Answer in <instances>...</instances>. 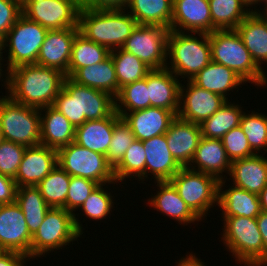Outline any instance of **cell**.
Listing matches in <instances>:
<instances>
[{"label": "cell", "mask_w": 267, "mask_h": 266, "mask_svg": "<svg viewBox=\"0 0 267 266\" xmlns=\"http://www.w3.org/2000/svg\"><path fill=\"white\" fill-rule=\"evenodd\" d=\"M65 74L38 64L20 65L9 70L7 95L15 102L34 108L53 106L62 89Z\"/></svg>", "instance_id": "cell-1"}, {"label": "cell", "mask_w": 267, "mask_h": 266, "mask_svg": "<svg viewBox=\"0 0 267 266\" xmlns=\"http://www.w3.org/2000/svg\"><path fill=\"white\" fill-rule=\"evenodd\" d=\"M136 26L135 18L123 6L82 5L79 12V33L109 51L122 48Z\"/></svg>", "instance_id": "cell-2"}, {"label": "cell", "mask_w": 267, "mask_h": 266, "mask_svg": "<svg viewBox=\"0 0 267 266\" xmlns=\"http://www.w3.org/2000/svg\"><path fill=\"white\" fill-rule=\"evenodd\" d=\"M53 107L61 112L76 128L87 120H100L115 112V97L83 86L66 77Z\"/></svg>", "instance_id": "cell-3"}, {"label": "cell", "mask_w": 267, "mask_h": 266, "mask_svg": "<svg viewBox=\"0 0 267 266\" xmlns=\"http://www.w3.org/2000/svg\"><path fill=\"white\" fill-rule=\"evenodd\" d=\"M210 62L211 46L208 33L170 30L167 38L165 68L177 78H182L181 81L184 80V84L186 83L185 78L191 80Z\"/></svg>", "instance_id": "cell-4"}, {"label": "cell", "mask_w": 267, "mask_h": 266, "mask_svg": "<svg viewBox=\"0 0 267 266\" xmlns=\"http://www.w3.org/2000/svg\"><path fill=\"white\" fill-rule=\"evenodd\" d=\"M209 40L211 61L230 68L246 83L267 88V71L255 63L236 30H215Z\"/></svg>", "instance_id": "cell-5"}, {"label": "cell", "mask_w": 267, "mask_h": 266, "mask_svg": "<svg viewBox=\"0 0 267 266\" xmlns=\"http://www.w3.org/2000/svg\"><path fill=\"white\" fill-rule=\"evenodd\" d=\"M221 241L237 264L264 266L263 240L256 218L222 217Z\"/></svg>", "instance_id": "cell-6"}, {"label": "cell", "mask_w": 267, "mask_h": 266, "mask_svg": "<svg viewBox=\"0 0 267 266\" xmlns=\"http://www.w3.org/2000/svg\"><path fill=\"white\" fill-rule=\"evenodd\" d=\"M2 96V97H1ZM0 96V129L3 138L25 147L40 144V109Z\"/></svg>", "instance_id": "cell-7"}, {"label": "cell", "mask_w": 267, "mask_h": 266, "mask_svg": "<svg viewBox=\"0 0 267 266\" xmlns=\"http://www.w3.org/2000/svg\"><path fill=\"white\" fill-rule=\"evenodd\" d=\"M169 181L177 189L181 199L201 221L205 222L210 209L218 206L219 180L216 177L182 167Z\"/></svg>", "instance_id": "cell-8"}, {"label": "cell", "mask_w": 267, "mask_h": 266, "mask_svg": "<svg viewBox=\"0 0 267 266\" xmlns=\"http://www.w3.org/2000/svg\"><path fill=\"white\" fill-rule=\"evenodd\" d=\"M81 235L74 224V214L64 208H50L44 221L32 236L31 259L46 257L49 253L56 252L73 242H78Z\"/></svg>", "instance_id": "cell-9"}, {"label": "cell", "mask_w": 267, "mask_h": 266, "mask_svg": "<svg viewBox=\"0 0 267 266\" xmlns=\"http://www.w3.org/2000/svg\"><path fill=\"white\" fill-rule=\"evenodd\" d=\"M47 31V28L22 14L4 37L8 70L20 65L36 64Z\"/></svg>", "instance_id": "cell-10"}, {"label": "cell", "mask_w": 267, "mask_h": 266, "mask_svg": "<svg viewBox=\"0 0 267 266\" xmlns=\"http://www.w3.org/2000/svg\"><path fill=\"white\" fill-rule=\"evenodd\" d=\"M57 163L70 176L87 178L99 185L116 182L105 155L75 142L57 150Z\"/></svg>", "instance_id": "cell-11"}, {"label": "cell", "mask_w": 267, "mask_h": 266, "mask_svg": "<svg viewBox=\"0 0 267 266\" xmlns=\"http://www.w3.org/2000/svg\"><path fill=\"white\" fill-rule=\"evenodd\" d=\"M170 29L159 25H139L132 30L122 49L132 53L151 69H164Z\"/></svg>", "instance_id": "cell-12"}, {"label": "cell", "mask_w": 267, "mask_h": 266, "mask_svg": "<svg viewBox=\"0 0 267 266\" xmlns=\"http://www.w3.org/2000/svg\"><path fill=\"white\" fill-rule=\"evenodd\" d=\"M81 0H26L22 14L48 30L78 27Z\"/></svg>", "instance_id": "cell-13"}, {"label": "cell", "mask_w": 267, "mask_h": 266, "mask_svg": "<svg viewBox=\"0 0 267 266\" xmlns=\"http://www.w3.org/2000/svg\"><path fill=\"white\" fill-rule=\"evenodd\" d=\"M186 81V85L181 81L177 116L200 125L217 112L226 99L219 94L198 87L190 80Z\"/></svg>", "instance_id": "cell-14"}, {"label": "cell", "mask_w": 267, "mask_h": 266, "mask_svg": "<svg viewBox=\"0 0 267 266\" xmlns=\"http://www.w3.org/2000/svg\"><path fill=\"white\" fill-rule=\"evenodd\" d=\"M32 235L24 213L14 202L0 205V247L4 251H16L31 259Z\"/></svg>", "instance_id": "cell-15"}, {"label": "cell", "mask_w": 267, "mask_h": 266, "mask_svg": "<svg viewBox=\"0 0 267 266\" xmlns=\"http://www.w3.org/2000/svg\"><path fill=\"white\" fill-rule=\"evenodd\" d=\"M57 165V150L42 144L26 147L14 178L17 187L37 186Z\"/></svg>", "instance_id": "cell-16"}, {"label": "cell", "mask_w": 267, "mask_h": 266, "mask_svg": "<svg viewBox=\"0 0 267 266\" xmlns=\"http://www.w3.org/2000/svg\"><path fill=\"white\" fill-rule=\"evenodd\" d=\"M78 33V27L48 30L36 64L57 69L66 75L71 59L73 40Z\"/></svg>", "instance_id": "cell-17"}, {"label": "cell", "mask_w": 267, "mask_h": 266, "mask_svg": "<svg viewBox=\"0 0 267 266\" xmlns=\"http://www.w3.org/2000/svg\"><path fill=\"white\" fill-rule=\"evenodd\" d=\"M170 30L212 33L209 0H173Z\"/></svg>", "instance_id": "cell-18"}, {"label": "cell", "mask_w": 267, "mask_h": 266, "mask_svg": "<svg viewBox=\"0 0 267 266\" xmlns=\"http://www.w3.org/2000/svg\"><path fill=\"white\" fill-rule=\"evenodd\" d=\"M165 136L173 158L181 167H188L202 137L200 125L177 116Z\"/></svg>", "instance_id": "cell-19"}, {"label": "cell", "mask_w": 267, "mask_h": 266, "mask_svg": "<svg viewBox=\"0 0 267 266\" xmlns=\"http://www.w3.org/2000/svg\"><path fill=\"white\" fill-rule=\"evenodd\" d=\"M155 186L158 187V191L154 192V195H150L147 200V205L157 212L162 213L165 217H170L172 220H176L179 225L187 226L195 222L198 223L201 220L189 209L186 203L181 199L177 189L170 181H153ZM186 224V225H185Z\"/></svg>", "instance_id": "cell-20"}, {"label": "cell", "mask_w": 267, "mask_h": 266, "mask_svg": "<svg viewBox=\"0 0 267 266\" xmlns=\"http://www.w3.org/2000/svg\"><path fill=\"white\" fill-rule=\"evenodd\" d=\"M181 80L170 70L152 69L146 75V86L150 107L171 110L176 115L179 111Z\"/></svg>", "instance_id": "cell-21"}, {"label": "cell", "mask_w": 267, "mask_h": 266, "mask_svg": "<svg viewBox=\"0 0 267 266\" xmlns=\"http://www.w3.org/2000/svg\"><path fill=\"white\" fill-rule=\"evenodd\" d=\"M176 117L171 110L148 107L128 112L122 118L130 126L135 139L145 141L165 134Z\"/></svg>", "instance_id": "cell-22"}, {"label": "cell", "mask_w": 267, "mask_h": 266, "mask_svg": "<svg viewBox=\"0 0 267 266\" xmlns=\"http://www.w3.org/2000/svg\"><path fill=\"white\" fill-rule=\"evenodd\" d=\"M231 160L226 154L221 139L201 137L188 168L210 174L218 180L229 175ZM226 173V175L224 174Z\"/></svg>", "instance_id": "cell-23"}, {"label": "cell", "mask_w": 267, "mask_h": 266, "mask_svg": "<svg viewBox=\"0 0 267 266\" xmlns=\"http://www.w3.org/2000/svg\"><path fill=\"white\" fill-rule=\"evenodd\" d=\"M146 163L145 181H169L182 167L173 158L165 134L143 141Z\"/></svg>", "instance_id": "cell-24"}, {"label": "cell", "mask_w": 267, "mask_h": 266, "mask_svg": "<svg viewBox=\"0 0 267 266\" xmlns=\"http://www.w3.org/2000/svg\"><path fill=\"white\" fill-rule=\"evenodd\" d=\"M229 179L234 186L259 195L267 185V157L255 154L232 161Z\"/></svg>", "instance_id": "cell-25"}, {"label": "cell", "mask_w": 267, "mask_h": 266, "mask_svg": "<svg viewBox=\"0 0 267 266\" xmlns=\"http://www.w3.org/2000/svg\"><path fill=\"white\" fill-rule=\"evenodd\" d=\"M226 179L219 180L218 207L221 217L241 216L257 218L262 212L258 194L229 184L225 187ZM232 185V186H231ZM225 189V190H224Z\"/></svg>", "instance_id": "cell-26"}, {"label": "cell", "mask_w": 267, "mask_h": 266, "mask_svg": "<svg viewBox=\"0 0 267 266\" xmlns=\"http://www.w3.org/2000/svg\"><path fill=\"white\" fill-rule=\"evenodd\" d=\"M235 30L255 63L267 68V13L250 12Z\"/></svg>", "instance_id": "cell-27"}, {"label": "cell", "mask_w": 267, "mask_h": 266, "mask_svg": "<svg viewBox=\"0 0 267 266\" xmlns=\"http://www.w3.org/2000/svg\"><path fill=\"white\" fill-rule=\"evenodd\" d=\"M40 144L58 150L75 140L76 128L53 106L40 108Z\"/></svg>", "instance_id": "cell-28"}, {"label": "cell", "mask_w": 267, "mask_h": 266, "mask_svg": "<svg viewBox=\"0 0 267 266\" xmlns=\"http://www.w3.org/2000/svg\"><path fill=\"white\" fill-rule=\"evenodd\" d=\"M198 87L221 95L226 100L234 89L242 88L247 83L230 68L211 61L191 80ZM244 84V85H243ZM242 85V86H241ZM230 92V93H229Z\"/></svg>", "instance_id": "cell-29"}, {"label": "cell", "mask_w": 267, "mask_h": 266, "mask_svg": "<svg viewBox=\"0 0 267 266\" xmlns=\"http://www.w3.org/2000/svg\"><path fill=\"white\" fill-rule=\"evenodd\" d=\"M119 118L120 115L115 111L111 116L100 120H87L84 124L76 127L74 142L106 156L114 124Z\"/></svg>", "instance_id": "cell-30"}, {"label": "cell", "mask_w": 267, "mask_h": 266, "mask_svg": "<svg viewBox=\"0 0 267 266\" xmlns=\"http://www.w3.org/2000/svg\"><path fill=\"white\" fill-rule=\"evenodd\" d=\"M77 84L118 95V81L111 55L100 63L78 69L71 77Z\"/></svg>", "instance_id": "cell-31"}, {"label": "cell", "mask_w": 267, "mask_h": 266, "mask_svg": "<svg viewBox=\"0 0 267 266\" xmlns=\"http://www.w3.org/2000/svg\"><path fill=\"white\" fill-rule=\"evenodd\" d=\"M123 7L139 25L171 27L173 0H128Z\"/></svg>", "instance_id": "cell-32"}, {"label": "cell", "mask_w": 267, "mask_h": 266, "mask_svg": "<svg viewBox=\"0 0 267 266\" xmlns=\"http://www.w3.org/2000/svg\"><path fill=\"white\" fill-rule=\"evenodd\" d=\"M235 103V101L232 103V101L226 100L217 112L203 121L200 124L201 136L221 139L231 129L240 126V121L245 110L242 104Z\"/></svg>", "instance_id": "cell-33"}, {"label": "cell", "mask_w": 267, "mask_h": 266, "mask_svg": "<svg viewBox=\"0 0 267 266\" xmlns=\"http://www.w3.org/2000/svg\"><path fill=\"white\" fill-rule=\"evenodd\" d=\"M16 203L24 213L27 227L33 236L42 222L47 211L51 208L43 199L36 186H21L17 188Z\"/></svg>", "instance_id": "cell-34"}, {"label": "cell", "mask_w": 267, "mask_h": 266, "mask_svg": "<svg viewBox=\"0 0 267 266\" xmlns=\"http://www.w3.org/2000/svg\"><path fill=\"white\" fill-rule=\"evenodd\" d=\"M110 51L78 33L72 44L71 59L66 77H71L78 69L92 66L105 60Z\"/></svg>", "instance_id": "cell-35"}, {"label": "cell", "mask_w": 267, "mask_h": 266, "mask_svg": "<svg viewBox=\"0 0 267 266\" xmlns=\"http://www.w3.org/2000/svg\"><path fill=\"white\" fill-rule=\"evenodd\" d=\"M146 153L143 141L135 140L126 150L121 161L113 168L114 177L119 185L124 184L126 179L142 181L145 183ZM125 180V181H124Z\"/></svg>", "instance_id": "cell-36"}, {"label": "cell", "mask_w": 267, "mask_h": 266, "mask_svg": "<svg viewBox=\"0 0 267 266\" xmlns=\"http://www.w3.org/2000/svg\"><path fill=\"white\" fill-rule=\"evenodd\" d=\"M212 18V32L215 30H235L250 13L241 0H209Z\"/></svg>", "instance_id": "cell-37"}, {"label": "cell", "mask_w": 267, "mask_h": 266, "mask_svg": "<svg viewBox=\"0 0 267 266\" xmlns=\"http://www.w3.org/2000/svg\"><path fill=\"white\" fill-rule=\"evenodd\" d=\"M110 55L115 66L118 93L121 87L145 78L152 70L135 55L122 48L110 51Z\"/></svg>", "instance_id": "cell-38"}, {"label": "cell", "mask_w": 267, "mask_h": 266, "mask_svg": "<svg viewBox=\"0 0 267 266\" xmlns=\"http://www.w3.org/2000/svg\"><path fill=\"white\" fill-rule=\"evenodd\" d=\"M70 180L71 176L57 165L36 187L50 207L66 210Z\"/></svg>", "instance_id": "cell-39"}, {"label": "cell", "mask_w": 267, "mask_h": 266, "mask_svg": "<svg viewBox=\"0 0 267 266\" xmlns=\"http://www.w3.org/2000/svg\"><path fill=\"white\" fill-rule=\"evenodd\" d=\"M150 107L146 77L120 88L115 97V111L122 118L126 113Z\"/></svg>", "instance_id": "cell-40"}, {"label": "cell", "mask_w": 267, "mask_h": 266, "mask_svg": "<svg viewBox=\"0 0 267 266\" xmlns=\"http://www.w3.org/2000/svg\"><path fill=\"white\" fill-rule=\"evenodd\" d=\"M243 113L240 127L246 135L251 149L256 154L267 153V114L247 110ZM260 112V113H259ZM263 149V150H261Z\"/></svg>", "instance_id": "cell-41"}, {"label": "cell", "mask_w": 267, "mask_h": 266, "mask_svg": "<svg viewBox=\"0 0 267 266\" xmlns=\"http://www.w3.org/2000/svg\"><path fill=\"white\" fill-rule=\"evenodd\" d=\"M115 187L117 182L106 183L98 185L96 189L90 194V196L84 201L83 205L78 209L79 212H83L85 216L94 221L107 219L106 217L112 215V209L114 208V194L110 190L111 185ZM116 184V185H115ZM109 185V186H108ZM109 190H107V189ZM114 197V198H113Z\"/></svg>", "instance_id": "cell-42"}, {"label": "cell", "mask_w": 267, "mask_h": 266, "mask_svg": "<svg viewBox=\"0 0 267 266\" xmlns=\"http://www.w3.org/2000/svg\"><path fill=\"white\" fill-rule=\"evenodd\" d=\"M99 184L87 178L71 176L69 190L66 197V210L74 214V224L78 233L82 236L85 229L79 220V213H75L83 205L84 201L96 189ZM79 214V215H78Z\"/></svg>", "instance_id": "cell-43"}, {"label": "cell", "mask_w": 267, "mask_h": 266, "mask_svg": "<svg viewBox=\"0 0 267 266\" xmlns=\"http://www.w3.org/2000/svg\"><path fill=\"white\" fill-rule=\"evenodd\" d=\"M135 140L130 126L120 117L114 124L112 139L106 154L107 162L114 168Z\"/></svg>", "instance_id": "cell-44"}, {"label": "cell", "mask_w": 267, "mask_h": 266, "mask_svg": "<svg viewBox=\"0 0 267 266\" xmlns=\"http://www.w3.org/2000/svg\"><path fill=\"white\" fill-rule=\"evenodd\" d=\"M223 146L228 158L232 161L255 155L251 149L246 135L240 126L231 129L222 138Z\"/></svg>", "instance_id": "cell-45"}, {"label": "cell", "mask_w": 267, "mask_h": 266, "mask_svg": "<svg viewBox=\"0 0 267 266\" xmlns=\"http://www.w3.org/2000/svg\"><path fill=\"white\" fill-rule=\"evenodd\" d=\"M26 147L4 140L0 144V174L15 178Z\"/></svg>", "instance_id": "cell-46"}, {"label": "cell", "mask_w": 267, "mask_h": 266, "mask_svg": "<svg viewBox=\"0 0 267 266\" xmlns=\"http://www.w3.org/2000/svg\"><path fill=\"white\" fill-rule=\"evenodd\" d=\"M22 6L13 0H0V34L5 37L18 18Z\"/></svg>", "instance_id": "cell-47"}, {"label": "cell", "mask_w": 267, "mask_h": 266, "mask_svg": "<svg viewBox=\"0 0 267 266\" xmlns=\"http://www.w3.org/2000/svg\"><path fill=\"white\" fill-rule=\"evenodd\" d=\"M17 188L13 178L0 174V205L16 202Z\"/></svg>", "instance_id": "cell-48"}, {"label": "cell", "mask_w": 267, "mask_h": 266, "mask_svg": "<svg viewBox=\"0 0 267 266\" xmlns=\"http://www.w3.org/2000/svg\"><path fill=\"white\" fill-rule=\"evenodd\" d=\"M30 258L20 252L16 251H4L0 255V266H27Z\"/></svg>", "instance_id": "cell-49"}, {"label": "cell", "mask_w": 267, "mask_h": 266, "mask_svg": "<svg viewBox=\"0 0 267 266\" xmlns=\"http://www.w3.org/2000/svg\"><path fill=\"white\" fill-rule=\"evenodd\" d=\"M256 222L263 240L264 266H267V212L262 211L256 218Z\"/></svg>", "instance_id": "cell-50"}, {"label": "cell", "mask_w": 267, "mask_h": 266, "mask_svg": "<svg viewBox=\"0 0 267 266\" xmlns=\"http://www.w3.org/2000/svg\"><path fill=\"white\" fill-rule=\"evenodd\" d=\"M175 266H207L204 260L196 256V253L191 252L190 254L187 252L185 256L180 257L178 262H175Z\"/></svg>", "instance_id": "cell-51"}, {"label": "cell", "mask_w": 267, "mask_h": 266, "mask_svg": "<svg viewBox=\"0 0 267 266\" xmlns=\"http://www.w3.org/2000/svg\"><path fill=\"white\" fill-rule=\"evenodd\" d=\"M128 0H82V4L92 7L124 6Z\"/></svg>", "instance_id": "cell-52"}, {"label": "cell", "mask_w": 267, "mask_h": 266, "mask_svg": "<svg viewBox=\"0 0 267 266\" xmlns=\"http://www.w3.org/2000/svg\"><path fill=\"white\" fill-rule=\"evenodd\" d=\"M4 63H5V58H0V80L3 82V84H1V85H2V87L4 86L5 92H6L5 94L7 95L8 90H9V70L7 67H4V65L6 66V63L5 64Z\"/></svg>", "instance_id": "cell-53"}, {"label": "cell", "mask_w": 267, "mask_h": 266, "mask_svg": "<svg viewBox=\"0 0 267 266\" xmlns=\"http://www.w3.org/2000/svg\"><path fill=\"white\" fill-rule=\"evenodd\" d=\"M241 2L246 6L247 9H249L250 12H257L256 8L258 5L262 4V0H241Z\"/></svg>", "instance_id": "cell-54"}, {"label": "cell", "mask_w": 267, "mask_h": 266, "mask_svg": "<svg viewBox=\"0 0 267 266\" xmlns=\"http://www.w3.org/2000/svg\"><path fill=\"white\" fill-rule=\"evenodd\" d=\"M259 201L261 205V210L267 212V185L266 187L259 193Z\"/></svg>", "instance_id": "cell-55"}, {"label": "cell", "mask_w": 267, "mask_h": 266, "mask_svg": "<svg viewBox=\"0 0 267 266\" xmlns=\"http://www.w3.org/2000/svg\"><path fill=\"white\" fill-rule=\"evenodd\" d=\"M5 53V40L4 37L0 34V58H4L3 56Z\"/></svg>", "instance_id": "cell-56"}, {"label": "cell", "mask_w": 267, "mask_h": 266, "mask_svg": "<svg viewBox=\"0 0 267 266\" xmlns=\"http://www.w3.org/2000/svg\"><path fill=\"white\" fill-rule=\"evenodd\" d=\"M262 7H264V8L262 9L261 6H259L257 8V12L267 13V0H262ZM259 8H260V10H259Z\"/></svg>", "instance_id": "cell-57"}, {"label": "cell", "mask_w": 267, "mask_h": 266, "mask_svg": "<svg viewBox=\"0 0 267 266\" xmlns=\"http://www.w3.org/2000/svg\"><path fill=\"white\" fill-rule=\"evenodd\" d=\"M13 1L19 3L22 6L26 0H13Z\"/></svg>", "instance_id": "cell-58"}, {"label": "cell", "mask_w": 267, "mask_h": 266, "mask_svg": "<svg viewBox=\"0 0 267 266\" xmlns=\"http://www.w3.org/2000/svg\"><path fill=\"white\" fill-rule=\"evenodd\" d=\"M4 141V138H3V134L1 132V129H0V144Z\"/></svg>", "instance_id": "cell-59"}, {"label": "cell", "mask_w": 267, "mask_h": 266, "mask_svg": "<svg viewBox=\"0 0 267 266\" xmlns=\"http://www.w3.org/2000/svg\"><path fill=\"white\" fill-rule=\"evenodd\" d=\"M4 252V250L0 247V255Z\"/></svg>", "instance_id": "cell-60"}]
</instances>
